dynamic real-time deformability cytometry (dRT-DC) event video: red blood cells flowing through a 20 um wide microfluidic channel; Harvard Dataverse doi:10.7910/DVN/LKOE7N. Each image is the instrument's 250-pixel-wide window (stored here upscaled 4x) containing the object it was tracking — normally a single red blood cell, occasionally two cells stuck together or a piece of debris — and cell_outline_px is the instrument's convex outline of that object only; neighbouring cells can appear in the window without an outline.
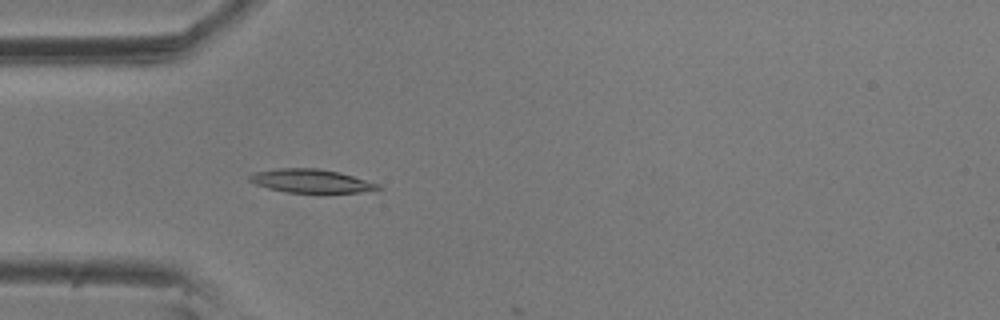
{"species": "common noctule bat (a hibernating species)", "species_latin": "Nyctalus noctula", "temperature_condition": "room temperature", "stored_images_in_passage": 5, "camera_frame_rate_fps": 3000, "um_per_image_px": 0.085, "animal": {"sex": "male", "body_mass_g": 20.5, "forearm_length_mm": 52.5}, "frame": {"image": 1, "passage_image": 5, "time_ms": 1.333, "image_size_px": [1000, 320], "cell_outline_px": [[384, 188], [360, 192], [324, 196], [320, 196], [284, 192], [268, 188], [256, 184], [248, 180], [248, 176], [256, 172], [276, 168], [316, 168], [340, 172], [380, 184]], "centroid_in_image_um": [26.5, 15.44], "position_along_channel_um": 58.5, "area_um2": 18.67}}